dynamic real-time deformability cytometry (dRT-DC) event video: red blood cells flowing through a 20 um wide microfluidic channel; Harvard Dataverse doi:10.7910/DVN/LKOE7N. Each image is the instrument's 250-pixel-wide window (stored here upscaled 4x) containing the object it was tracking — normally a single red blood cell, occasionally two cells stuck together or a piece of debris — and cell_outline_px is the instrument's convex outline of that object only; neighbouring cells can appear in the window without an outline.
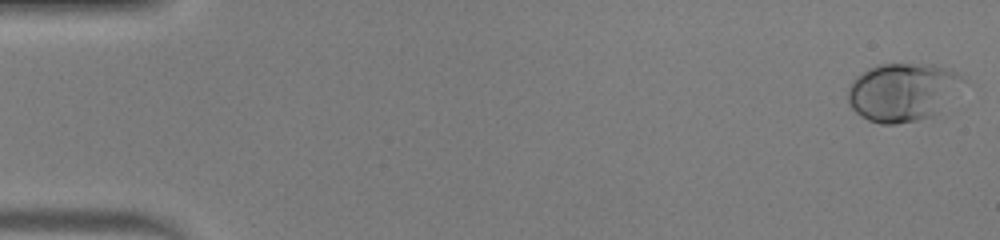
{"species": "human", "species_latin": "Homo sapiens", "temperature_condition": "warm", "stored_images_in_passage": 48, "camera_frame_rate_fps": 3000, "um_per_image_px": 0.085, "donor": {"sex": "male"}, "frame": {"image": 1, "passage_image": 1, "time_ms": 0.0, "image_size_px": [1000, 240], "cell_outline_px": [[968, 80], [932, 116], [916, 120], [896, 124], [880, 124], [868, 120], [856, 112], [852, 108], [848, 100], [848, 88], [852, 80], [856, 76], [868, 68], [880, 64], [936, 64], [952, 68]], "centroid_in_image_um": [76.73, 7.79], "position_along_channel_um": 8.3, "area_um2": 39.19}}
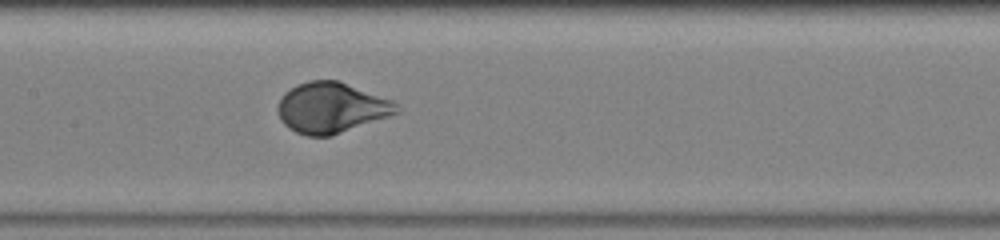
{"frame": {"image": 2, "passage_image": 24, "time_ms": 7.667, "image_size_px": [1000, 240], "cell_outline_px": [[400, 112], [332, 136], [308, 136], [296, 132], [288, 128], [280, 120], [276, 108], [280, 96], [284, 92], [296, 84], [308, 80], [336, 80], [392, 100], [396, 104]], "centroid_in_image_um": [28.1, 9.16], "position_along_channel_um": 179.3, "area_um2": 35.03}}
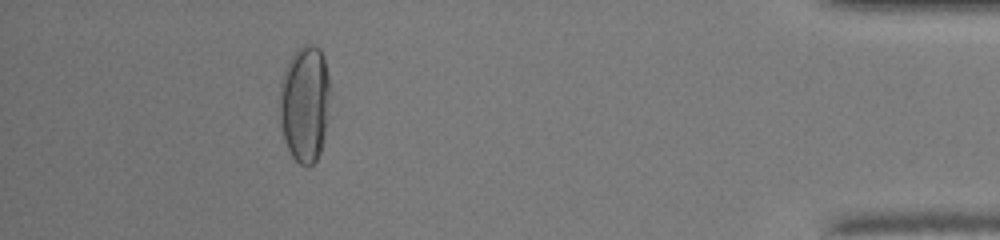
{"frame": {"image": 3, "passage_image": 44, "time_ms": 14.333, "image_size_px": [1000, 240], "cell_outline_px": [[332, 116], [320, 152], [316, 160], [308, 168], [300, 164], [292, 156], [284, 140], [280, 124], [280, 84], [288, 60], [296, 48], [304, 44], [312, 44], [320, 48], [324, 56], [332, 92]], "centroid_in_image_um": [25.97, 8.81], "position_along_channel_um": 409.2, "area_um2": 35.89}, "authors_computed_cell_mechanics": {"area_um2": 35.8071, "velocity_mm_per_s": 4.2538, "shape_relaxation_time_tau1_ms": 2.1778, "shape_relaxation_time_tau2_ms": null, "deformation_change_tau1": 0.1876, "deformation_change_tau2": null}}